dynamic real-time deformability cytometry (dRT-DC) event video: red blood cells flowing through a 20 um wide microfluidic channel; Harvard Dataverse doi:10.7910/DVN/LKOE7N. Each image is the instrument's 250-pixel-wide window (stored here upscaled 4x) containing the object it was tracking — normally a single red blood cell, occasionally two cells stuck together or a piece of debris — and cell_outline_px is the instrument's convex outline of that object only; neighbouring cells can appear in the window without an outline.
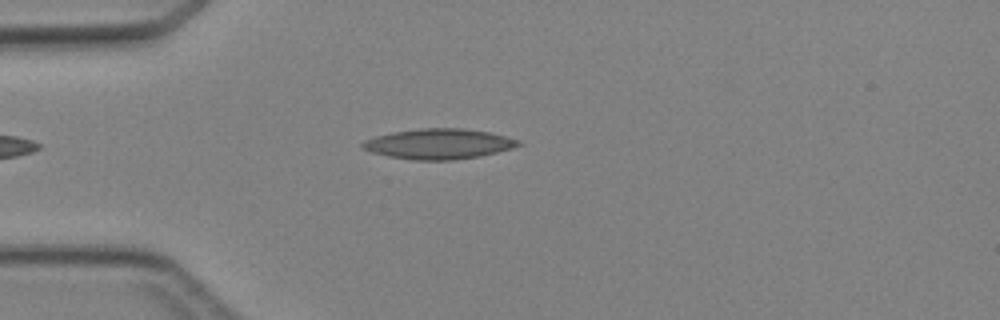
{"species": "Egyptian fruit bat (a non-hibernating species)", "species_latin": "Rousettus aegyptiacus", "temperature_condition": "cold", "stored_images_in_passage": 3, "camera_frame_rate_fps": 3000, "um_per_image_px": 0.085, "animal": {"sex": "female"}, "frame": {"image": 1, "passage_image": 3, "time_ms": 3.333, "image_size_px": [1000, 320], "cell_outline_px": [[524, 144], [512, 148], [480, 156], [452, 160], [416, 160], [388, 156], [372, 152], [364, 148], [360, 144], [364, 140], [376, 136], [392, 132], [420, 128], [464, 128], [488, 132], [520, 140]], "centroid_in_image_um": [37.31, 12.22], "position_along_channel_um": 47.7, "area_um2": 27.4}}